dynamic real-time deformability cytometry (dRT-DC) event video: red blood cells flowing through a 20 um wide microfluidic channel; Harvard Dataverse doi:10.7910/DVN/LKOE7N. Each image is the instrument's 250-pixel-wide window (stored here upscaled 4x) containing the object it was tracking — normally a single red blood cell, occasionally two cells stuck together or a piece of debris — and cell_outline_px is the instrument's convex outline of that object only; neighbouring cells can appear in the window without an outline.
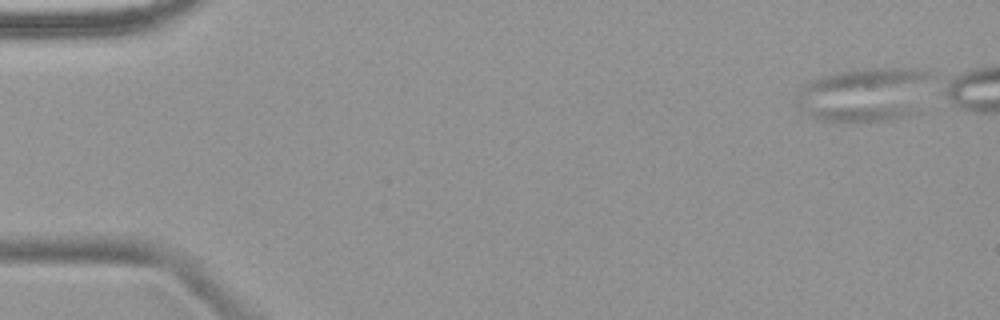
{"species": "common noctule bat (a hibernating species)", "species_latin": "Nyctalus noctula", "temperature_condition": "warm", "stored_images_in_passage": 4, "camera_frame_rate_fps": 3000, "um_per_image_px": 0.085, "animal": {"sex": "female", "body_mass_g": 18.4}, "frame": {"image": 1, "passage_image": 1, "time_ms": 0.0, "image_size_px": [1000, 320], "cell_outline_px": [[932, 76], [920, 112], [908, 116], [888, 120], [820, 120], [812, 116], [796, 104], [800, 88], [812, 80], [824, 76], [840, 72], [864, 68], [920, 68], [928, 72]], "centroid_in_image_um": [73.6, 8.02], "position_along_channel_um": 11.4, "area_um2": 42.37}}